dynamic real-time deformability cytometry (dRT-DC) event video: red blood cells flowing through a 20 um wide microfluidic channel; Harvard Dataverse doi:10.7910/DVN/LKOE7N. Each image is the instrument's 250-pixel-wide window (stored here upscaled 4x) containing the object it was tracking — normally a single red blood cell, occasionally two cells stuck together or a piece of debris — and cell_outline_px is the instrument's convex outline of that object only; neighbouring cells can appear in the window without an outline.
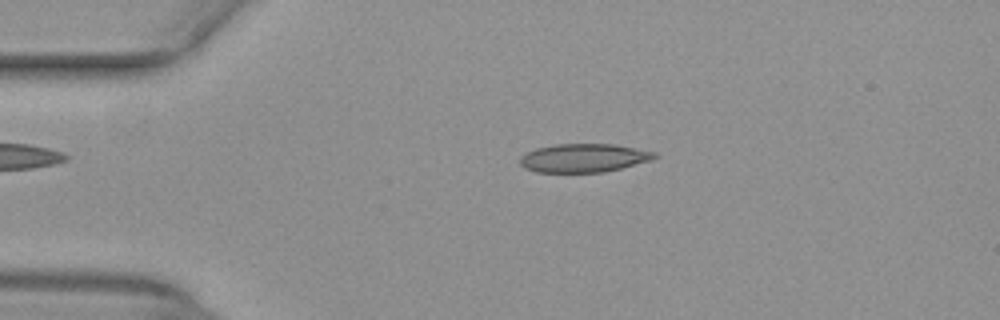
{"species": "common noctule bat (a hibernating species)", "species_latin": "Nyctalus noctula", "temperature_condition": "warm", "stored_images_in_passage": 50, "camera_frame_rate_fps": 3000, "um_per_image_px": 0.085, "animal": {"sex": "female", "body_mass_g": 29.2, "forearm_length_mm": 56.3}, "frame": {"image": 1, "passage_image": 9, "time_ms": 2.667, "image_size_px": [1000, 320], "cell_outline_px": [[660, 156], [652, 160], [604, 172], [536, 172], [524, 168], [520, 164], [520, 156], [536, 148], [556, 144], [616, 144], [656, 152]], "centroid_in_image_um": [49.64, 13.42], "position_along_channel_um": 35.4, "area_um2": 22.43}}
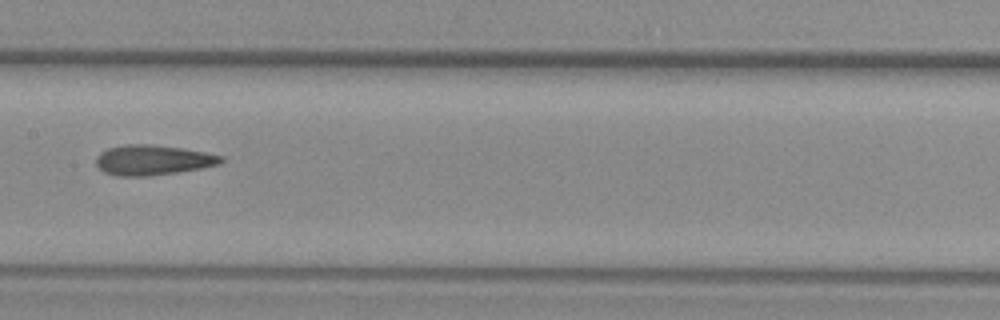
{"frame": {"image": 2, "passage_image": 24, "time_ms": 7.667, "image_size_px": [1000, 320], "cell_outline_px": [[224, 160], [220, 164], [180, 172], [148, 176], [116, 176], [104, 172], [96, 164], [96, 156], [100, 152], [108, 148], [128, 144], [148, 144], [184, 148], [224, 156]], "centroid_in_image_um": [12.99, 13.6], "position_along_channel_um": 194.4, "area_um2": 22.02}}
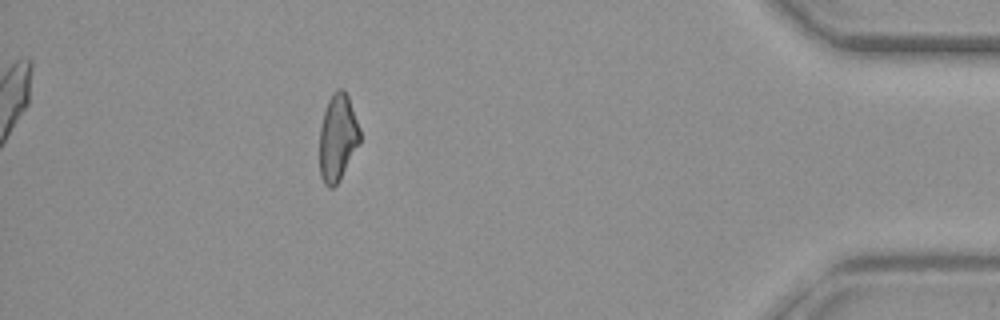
{"frame": {"image": 3, "passage_image": 44, "time_ms": 14.333, "image_size_px": [1000, 320], "cell_outline_px": [[360, 144], [340, 180], [332, 188], [328, 188], [324, 184], [320, 176], [320, 128], [324, 112], [328, 100], [332, 92], [336, 88], [344, 88], [348, 96], [360, 128]], "centroid_in_image_um": [28.71, 11.69], "position_along_channel_um": 406.5, "area_um2": 20.69}, "authors_computed_cell_mechanics": {"area_um2": 21.5594, "velocity_mm_per_s": 3.9766, "shape_relaxation_time_tau1_ms": null, "shape_relaxation_time_tau2_ms": 5.6566, "deformation_change_tau1": null, "deformation_change_tau2": 0.1702}}